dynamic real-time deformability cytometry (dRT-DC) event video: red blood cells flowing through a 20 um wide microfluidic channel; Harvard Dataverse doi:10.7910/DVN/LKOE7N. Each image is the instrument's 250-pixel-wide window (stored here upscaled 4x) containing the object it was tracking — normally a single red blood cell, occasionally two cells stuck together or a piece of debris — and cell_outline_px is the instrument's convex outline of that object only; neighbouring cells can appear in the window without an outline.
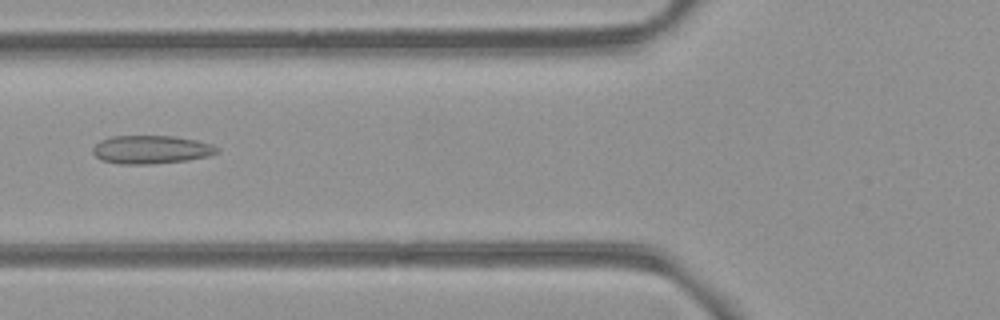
{"species": "common noctule bat (a hibernating species)", "species_latin": "Nyctalus noctula", "temperature_condition": "room temperature", "stored_images_in_passage": 4, "camera_frame_rate_fps": 3000, "um_per_image_px": 0.085, "animal": {"sex": "female", "body_mass_g": 21.9}, "frame": {"image": 1, "passage_image": 4, "time_ms": 3.667, "image_size_px": [1000, 320], "cell_outline_px": [[220, 148], [216, 152], [208, 156], [188, 160], [148, 164], [120, 164], [100, 160], [92, 152], [92, 148], [100, 140], [112, 136], [172, 136], [196, 140], [212, 144]], "centroid_in_image_um": [12.82, 12.71], "position_along_channel_um": 113.0, "area_um2": 20.46}}